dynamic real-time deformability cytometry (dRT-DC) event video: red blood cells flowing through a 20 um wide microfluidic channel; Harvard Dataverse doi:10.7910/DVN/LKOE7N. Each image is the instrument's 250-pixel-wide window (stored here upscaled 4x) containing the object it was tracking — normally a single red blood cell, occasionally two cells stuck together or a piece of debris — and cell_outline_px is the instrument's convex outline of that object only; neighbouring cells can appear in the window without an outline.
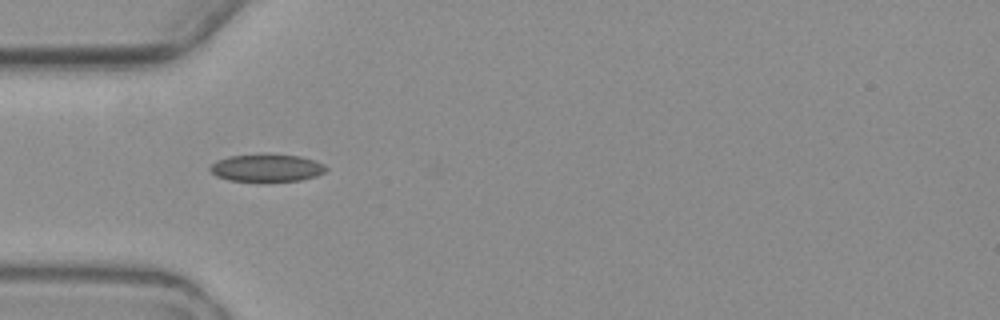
{"species": "common noctule bat (a hibernating species)", "species_latin": "Nyctalus noctula", "temperature_condition": "warm", "stored_images_in_passage": 6, "camera_frame_rate_fps": 3000, "um_per_image_px": 0.085, "animal": {"sex": "female", "body_mass_g": 19.3, "forearm_length_mm": 54.1}, "frame": {"image": 1, "passage_image": 5, "time_ms": 5.0, "image_size_px": [1000, 320], "cell_outline_px": [[328, 168], [324, 172], [316, 176], [300, 180], [268, 184], [260, 184], [228, 180], [216, 176], [208, 168], [216, 160], [228, 156], [300, 156], [324, 164]], "centroid_in_image_um": [22.64, 14.35], "position_along_channel_um": 62.4, "area_um2": 18.84}}
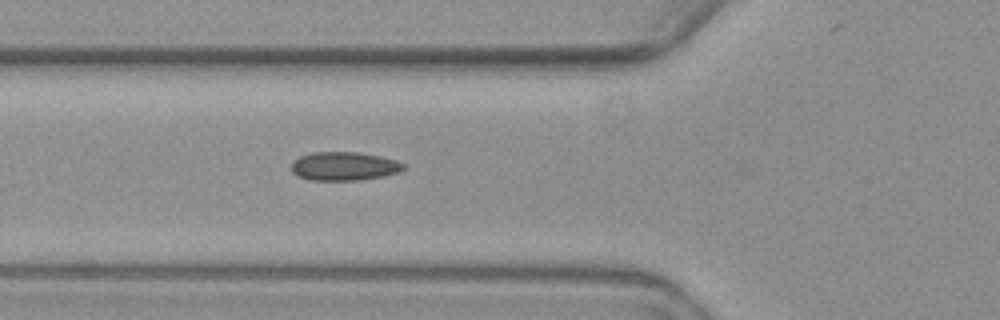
{"frame": {"image": 2, "passage_image": 6, "time_ms": 6.0, "image_size_px": [1000, 320], "cell_outline_px": [[404, 168], [400, 172], [384, 176], [360, 180], [308, 180], [292, 172], [292, 160], [300, 156], [312, 152], [356, 152], [380, 156], [396, 160], [404, 164]], "centroid_in_image_um": [29.24, 14.13], "position_along_channel_um": 96.6, "area_um2": 18.73}}